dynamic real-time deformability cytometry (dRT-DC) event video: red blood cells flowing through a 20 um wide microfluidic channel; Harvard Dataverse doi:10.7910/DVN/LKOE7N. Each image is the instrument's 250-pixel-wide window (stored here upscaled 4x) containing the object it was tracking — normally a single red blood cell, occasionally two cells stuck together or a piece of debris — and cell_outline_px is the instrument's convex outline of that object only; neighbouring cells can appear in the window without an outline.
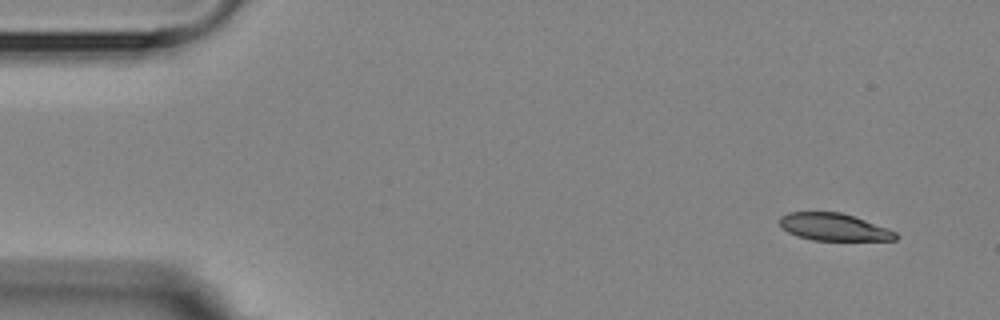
{"species": "Egyptian fruit bat (a non-hibernating species)", "species_latin": "Rousettus aegyptiacus", "temperature_condition": "room temperature", "stored_images_in_passage": 9, "camera_frame_rate_fps": 3000, "um_per_image_px": 0.085, "animal": {"sex": "female"}, "frame": {"image": 1, "passage_image": 1, "time_ms": 0.0, "image_size_px": [1000, 320], "cell_outline_px": [[900, 236], [896, 240], [812, 240], [796, 236], [788, 232], [780, 224], [780, 216], [788, 212], [840, 212], [888, 228], [896, 232]], "centroid_in_image_um": [70.88, 19.3], "position_along_channel_um": 14.1, "area_um2": 18.38}}
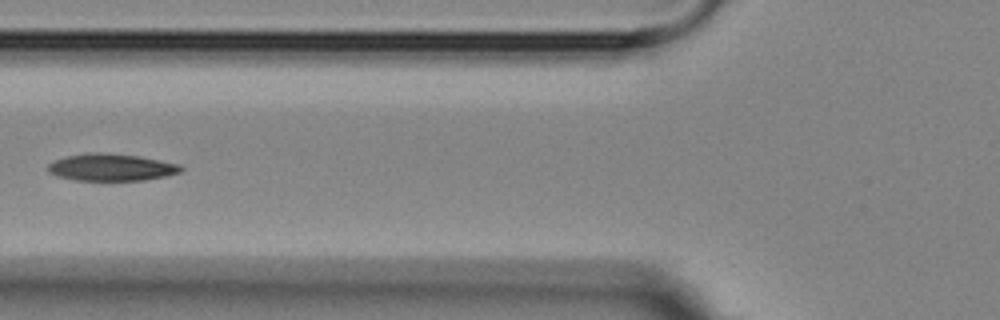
{"frame": {"image": 2, "passage_image": 6, "time_ms": 5.667, "image_size_px": [1000, 320], "cell_outline_px": [[184, 168], [180, 172], [164, 176], [144, 180], [76, 180], [56, 176], [48, 172], [48, 164], [64, 156], [84, 152], [108, 152], [140, 156], [180, 164]], "centroid_in_image_um": [9.44, 14.2], "position_along_channel_um": 116.4, "area_um2": 21.21}}
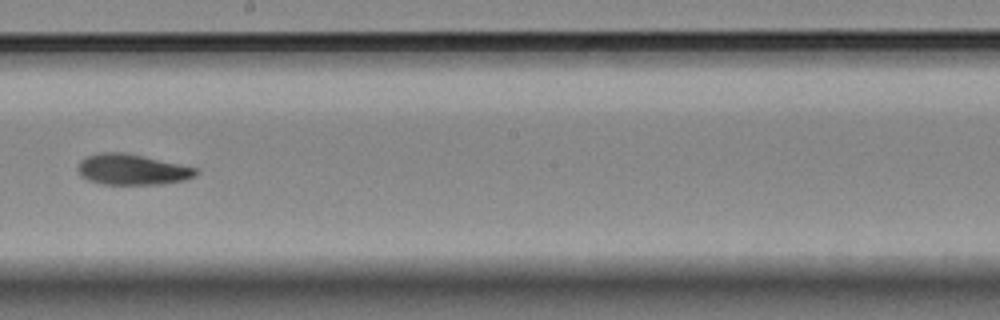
{"frame": {"image": 3, "passage_image": 9, "time_ms": 9.0, "image_size_px": [1000, 320], "cell_outline_px": [[200, 172], [196, 176], [184, 180], [164, 184], [104, 184], [88, 180], [80, 176], [80, 160], [88, 156], [100, 152], [124, 152], [144, 156], [196, 168]], "centroid_in_image_um": [11.26, 14.41], "position_along_channel_um": 236.9, "area_um2": 20.98}}